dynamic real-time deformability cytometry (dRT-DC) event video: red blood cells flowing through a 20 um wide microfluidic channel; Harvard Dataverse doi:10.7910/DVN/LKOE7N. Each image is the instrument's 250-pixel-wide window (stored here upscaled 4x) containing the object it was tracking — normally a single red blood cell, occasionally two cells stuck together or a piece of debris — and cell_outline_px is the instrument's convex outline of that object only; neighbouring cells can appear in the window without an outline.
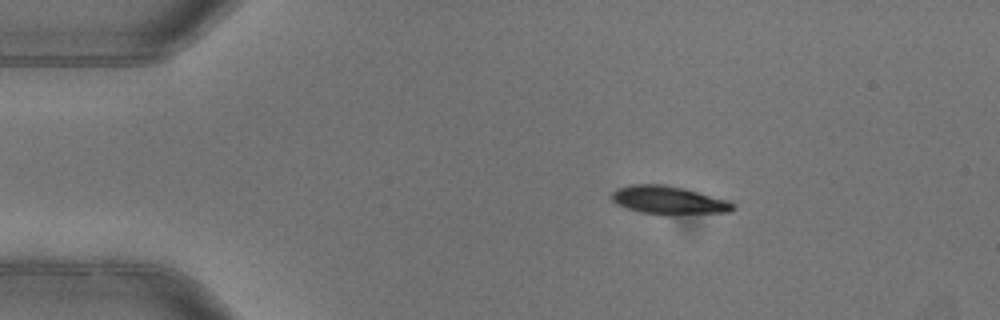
{"species": "common noctule bat (a hibernating species)", "species_latin": "Nyctalus noctula", "temperature_condition": "warm", "stored_images_in_passage": 6, "camera_frame_rate_fps": 3000, "um_per_image_px": 0.085, "animal": {"sex": "female"}, "frame": {"image": 1, "passage_image": 3, "time_ms": 0.667, "image_size_px": [1000, 320], "cell_outline_px": [[736, 208], [728, 212], [672, 216], [668, 216], [640, 212], [616, 204], [612, 200], [612, 192], [616, 188], [632, 184], [664, 184], [684, 188], [728, 200], [736, 204]], "centroid_in_image_um": [56.86, 17.03], "position_along_channel_um": 28.1, "area_um2": 20.4}}
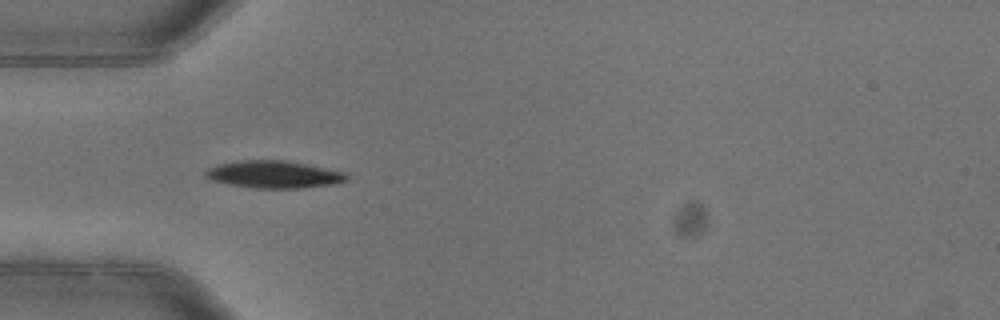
{"frame": {"image": 2, "passage_image": 5, "time_ms": 1.333, "image_size_px": [1000, 320], "cell_outline_px": [[348, 180], [336, 184], [300, 188], [256, 188], [228, 184], [212, 180], [204, 176], [204, 172], [208, 168], [216, 164], [240, 160], [288, 160], [348, 172]], "centroid_in_image_um": [23.31, 14.81], "position_along_channel_um": 61.7, "area_um2": 22.83}}